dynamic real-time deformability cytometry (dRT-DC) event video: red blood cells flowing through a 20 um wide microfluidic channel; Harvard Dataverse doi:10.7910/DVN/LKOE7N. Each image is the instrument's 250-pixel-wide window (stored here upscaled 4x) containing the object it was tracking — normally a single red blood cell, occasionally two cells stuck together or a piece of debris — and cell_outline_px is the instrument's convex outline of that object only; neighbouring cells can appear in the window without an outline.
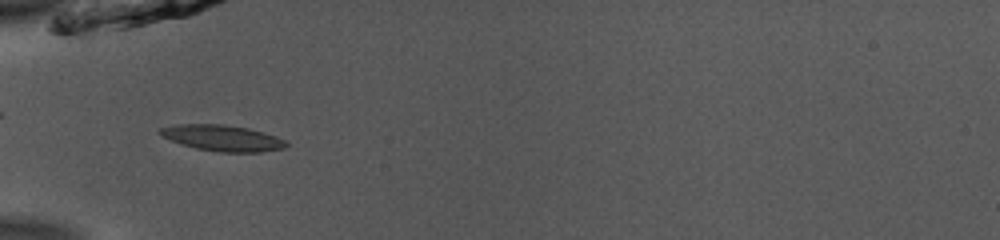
{"species": "common noctule bat (a hibernating species)", "species_latin": "Nyctalus noctula", "temperature_condition": "room temperature", "stored_images_in_passage": 37, "camera_frame_rate_fps": 3000, "um_per_image_px": 0.085, "animal": {"sex": "male", "body_mass_g": 13.0, "forearm_length_mm": 53.1}, "frame": {"image": 1, "passage_image": 3, "time_ms": 0.667, "image_size_px": [1000, 240], "cell_outline_px": [[288, 144], [284, 148], [260, 152], [220, 152], [196, 148], [172, 140], [164, 136], [160, 132], [160, 128], [176, 124], [224, 124], [248, 128], [264, 132], [276, 136], [284, 140]], "centroid_in_image_um": [18.96, 11.72], "position_along_channel_um": 66.0, "area_um2": 18.84}}
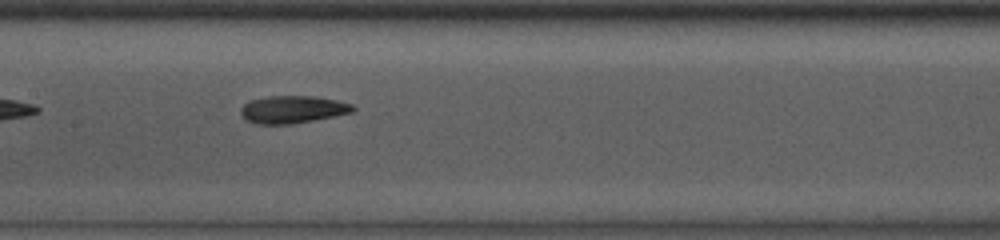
{"frame": {"image": 2, "passage_image": 12, "time_ms": 3.667, "image_size_px": [1000, 240], "cell_outline_px": [[356, 108], [352, 112], [292, 124], [256, 124], [248, 120], [240, 112], [240, 108], [244, 104], [252, 100], [268, 96], [316, 96], [336, 100], [352, 104]], "centroid_in_image_um": [24.87, 9.29], "position_along_channel_um": 182.5, "area_um2": 17.74}}
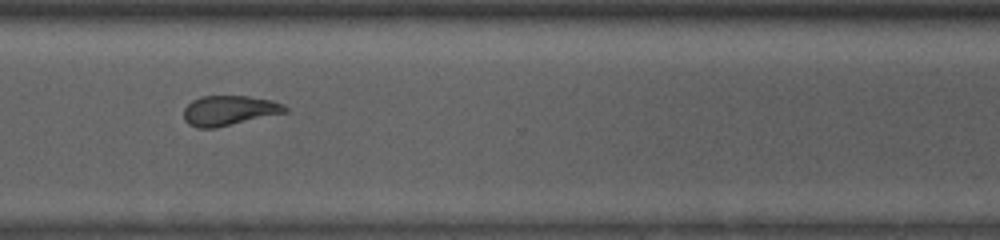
{"frame": {"image": 3, "passage_image": 25, "time_ms": 8.0, "image_size_px": [1000, 240], "cell_outline_px": [[288, 112], [216, 128], [196, 128], [188, 124], [184, 120], [184, 108], [192, 100], [200, 96], [248, 96], [272, 100], [284, 104], [288, 108]], "centroid_in_image_um": [19.48, 9.39], "position_along_channel_um": 351.1, "area_um2": 17.86}, "authors_computed_cell_mechanics": {"area_um2": 17.9758, "velocity_mm_per_s": 3.9066, "shape_relaxation_time_tau1_ms": 3.3536, "shape_relaxation_time_tau2_ms": 3.1611, "deformation_change_tau1": 0.1179, "deformation_change_tau2": 0.1123}}